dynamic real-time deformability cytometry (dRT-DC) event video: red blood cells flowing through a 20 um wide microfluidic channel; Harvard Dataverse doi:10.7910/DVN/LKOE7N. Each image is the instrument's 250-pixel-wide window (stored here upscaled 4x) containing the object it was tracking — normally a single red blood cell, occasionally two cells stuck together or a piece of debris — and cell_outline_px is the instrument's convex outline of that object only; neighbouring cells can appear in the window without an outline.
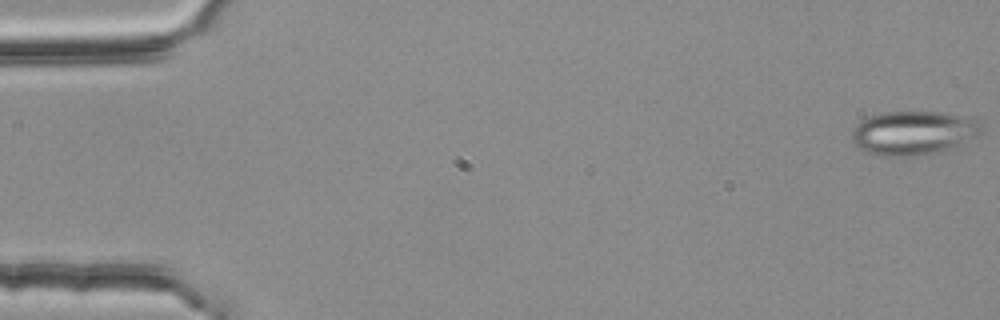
{"species": "common noctule bat (a hibernating species)", "species_latin": "Nyctalus noctula", "temperature_condition": "room temperature", "stored_images_in_passage": 54, "camera_frame_rate_fps": 3000, "um_per_image_px": 0.085, "animal": {"sex": "female", "body_mass_g": 25.1}, "frame": {"image": 1, "passage_image": 1, "time_ms": 0.0, "image_size_px": [1000, 320], "cell_outline_px": [[984, 132], [964, 144], [924, 156], [880, 156], [864, 152], [852, 144], [852, 132], [856, 124], [860, 120], [868, 116], [884, 112], [940, 112], [980, 120]], "centroid_in_image_um": [77.63, 11.31], "position_along_channel_um": 7.4, "area_um2": 33.81}}
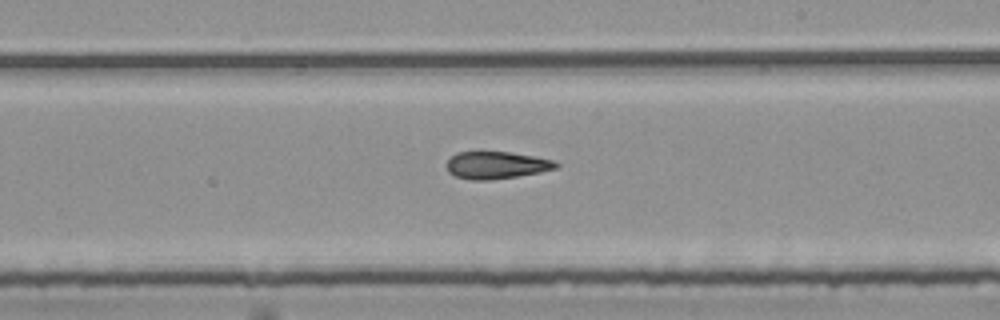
{"frame": {"image": 2, "passage_image": 32, "time_ms": 10.333, "image_size_px": [1000, 320], "cell_outline_px": [[560, 168], [540, 172], [492, 180], [472, 180], [456, 176], [448, 172], [444, 164], [456, 152], [512, 152], [556, 160], [560, 164]], "centroid_in_image_um": [42.22, 14.03], "position_along_channel_um": 246.8, "area_um2": 17.63}}
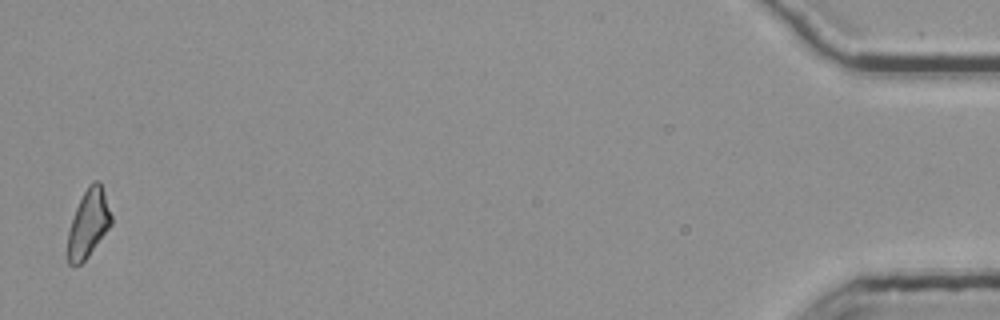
{"frame": {"image": 3, "passage_image": 54, "time_ms": 17.667, "image_size_px": [1000, 320], "cell_outline_px": [[112, 224], [88, 256], [80, 264], [68, 264], [68, 232], [76, 208], [88, 184], [96, 180], [100, 180], [112, 216]], "centroid_in_image_um": [7.53, 18.97], "position_along_channel_um": 427.7, "area_um2": 16.94}, "authors_computed_cell_mechanics": {"area_um2": 18.3226, "velocity_mm_per_s": 3.7827, "shape_relaxation_time_tau1_ms": null, "shape_relaxation_time_tau2_ms": 3.3283, "deformation_change_tau1": null, "deformation_change_tau2": 0.1345}}